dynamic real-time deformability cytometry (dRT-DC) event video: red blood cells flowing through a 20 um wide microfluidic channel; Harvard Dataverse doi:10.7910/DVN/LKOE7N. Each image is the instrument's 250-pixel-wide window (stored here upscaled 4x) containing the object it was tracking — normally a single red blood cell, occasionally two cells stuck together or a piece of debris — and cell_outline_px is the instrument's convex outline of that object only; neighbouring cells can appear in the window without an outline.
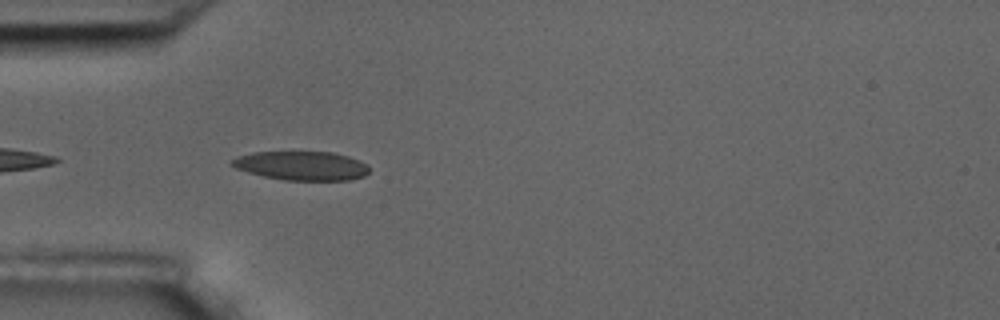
{"species": "common noctule bat (a hibernating species)", "species_latin": "Nyctalus noctula", "temperature_condition": "room temperature", "stored_images_in_passage": 6, "camera_frame_rate_fps": 3000, "um_per_image_px": 0.085, "animal": {"sex": "male", "body_mass_g": 17.5, "forearm_length_mm": 52.3}, "frame": {"image": 1, "passage_image": 6, "time_ms": 5.667, "image_size_px": [1000, 320], "cell_outline_px": [[368, 172], [364, 176], [348, 180], [284, 180], [264, 176], [248, 172], [236, 168], [228, 164], [228, 160], [236, 156], [252, 152], [332, 152], [348, 156], [360, 160], [368, 164]], "centroid_in_image_um": [25.59, 14.08], "position_along_channel_um": 59.4, "area_um2": 23.35}}